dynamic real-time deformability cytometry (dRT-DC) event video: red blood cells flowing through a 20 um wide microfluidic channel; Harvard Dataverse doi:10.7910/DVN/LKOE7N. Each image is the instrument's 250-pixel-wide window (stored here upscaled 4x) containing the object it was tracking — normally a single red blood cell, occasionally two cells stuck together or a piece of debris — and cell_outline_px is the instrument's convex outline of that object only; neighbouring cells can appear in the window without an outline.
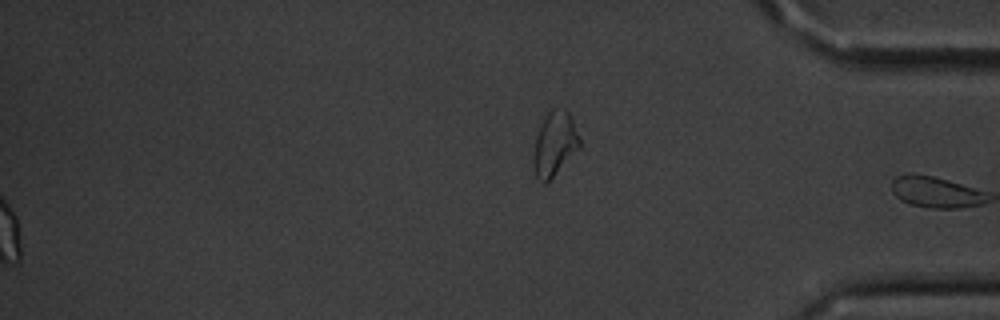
{"species": "common noctule bat (a hibernating species)", "species_latin": "Nyctalus noctula", "temperature_condition": "cold", "stored_images_in_passage": 51, "segment_of_instrument_passage": [2, 2], "camera_frame_rate_fps": 3000, "um_per_image_px": 0.085, "animal": {"sex": "male", "body_mass_g": 20.1, "forearm_length_mm": 53.5}, "frame": {"image": 1, "passage_image": 51, "time_ms": 16.667, "image_size_px": [1000, 320], "cell_outline_px": [[580, 148], [544, 184], [536, 176], [532, 164], [532, 156], [536, 136], [540, 124], [548, 112], [552, 108], [564, 108], [572, 116], [580, 140]], "centroid_in_image_um": [47.13, 12.19], "position_along_channel_um": 388.1, "area_um2": 17.28}}